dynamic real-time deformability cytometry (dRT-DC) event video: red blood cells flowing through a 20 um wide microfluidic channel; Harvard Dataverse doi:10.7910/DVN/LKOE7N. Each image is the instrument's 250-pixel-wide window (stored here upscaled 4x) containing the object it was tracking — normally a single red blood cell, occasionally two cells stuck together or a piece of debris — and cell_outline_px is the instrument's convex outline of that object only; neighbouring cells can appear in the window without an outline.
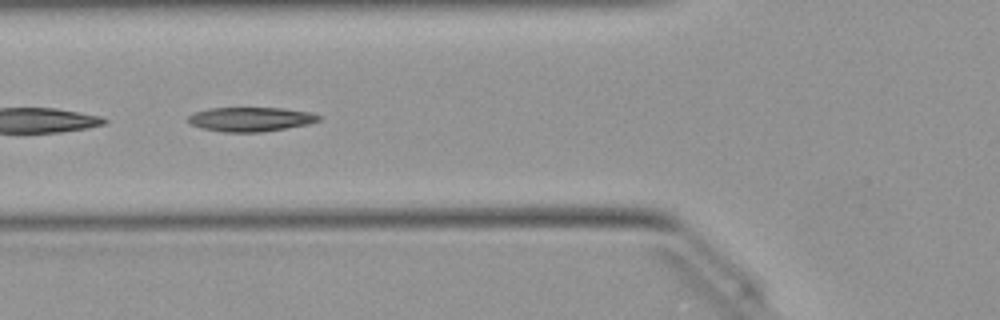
{"species": "Egyptian fruit bat (a non-hibernating species)", "species_latin": "Rousettus aegyptiacus", "temperature_condition": "warm", "stored_images_in_passage": 13, "camera_frame_rate_fps": 3000, "um_per_image_px": 0.085, "animal": {"sex": "female"}, "frame": {"image": 1, "passage_image": 10, "time_ms": 3.0, "image_size_px": [1000, 320], "cell_outline_px": [[324, 116], [320, 120], [308, 124], [260, 132], [224, 132], [200, 128], [192, 124], [188, 120], [188, 116], [196, 112], [208, 108], [280, 108], [308, 112]], "centroid_in_image_um": [21.31, 10.13], "position_along_channel_um": 104.5, "area_um2": 18.32}}